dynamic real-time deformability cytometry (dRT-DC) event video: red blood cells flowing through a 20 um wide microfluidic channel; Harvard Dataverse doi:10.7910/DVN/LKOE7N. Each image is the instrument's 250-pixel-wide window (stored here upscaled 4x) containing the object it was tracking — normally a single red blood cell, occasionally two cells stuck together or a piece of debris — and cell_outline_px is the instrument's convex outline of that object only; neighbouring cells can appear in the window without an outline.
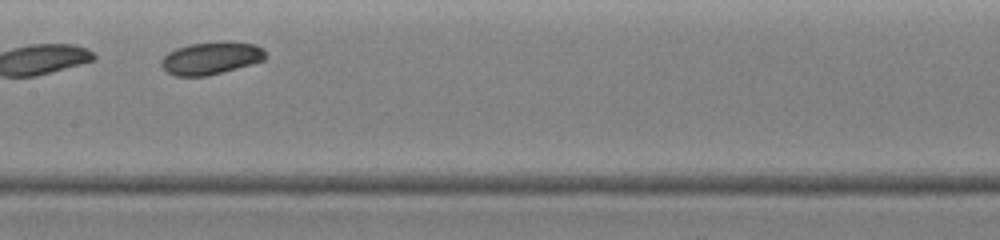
{"species": "common noctule bat (a hibernating species)", "species_latin": "Nyctalus noctula", "temperature_condition": "warm", "stored_images_in_passage": 10, "camera_frame_rate_fps": 3000, "um_per_image_px": 0.085, "animal": {"sex": "female", "body_mass_g": 19.0, "forearm_length_mm": 51.5}, "frame": {"image": 1, "passage_image": 9, "time_ms": 3.0, "image_size_px": [1000, 240], "cell_outline_px": [[268, 56], [264, 60], [252, 64], [208, 76], [176, 76], [168, 72], [160, 64], [160, 60], [168, 52], [176, 48], [192, 44], [256, 44], [264, 48]], "centroid_in_image_um": [17.94, 4.99], "position_along_channel_um": 189.5, "area_um2": 19.13}}